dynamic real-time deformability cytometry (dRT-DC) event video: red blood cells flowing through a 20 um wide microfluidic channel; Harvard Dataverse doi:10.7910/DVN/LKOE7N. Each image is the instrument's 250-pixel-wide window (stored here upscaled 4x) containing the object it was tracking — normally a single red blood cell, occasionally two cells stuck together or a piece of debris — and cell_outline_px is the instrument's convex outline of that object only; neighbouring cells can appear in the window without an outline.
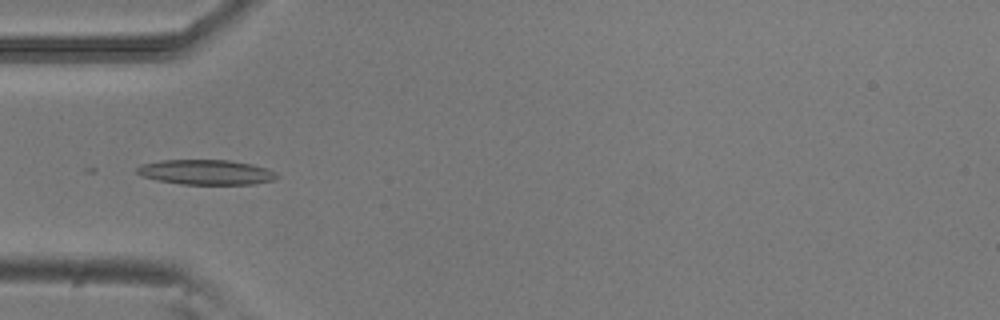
{"species": "common noctule bat (a hibernating species)", "species_latin": "Nyctalus noctula", "temperature_condition": "room temperature", "stored_images_in_passage": 8, "camera_frame_rate_fps": 3000, "um_per_image_px": 0.085, "animal": {"sex": "male", "body_mass_g": 20.5, "forearm_length_mm": 52.5}, "frame": {"image": 1, "passage_image": 4, "time_ms": 1.0, "image_size_px": [1000, 320], "cell_outline_px": [[280, 176], [272, 180], [256, 184], [180, 184], [156, 180], [140, 176], [136, 172], [136, 168], [144, 164], [160, 160], [228, 160], [252, 164], [268, 168], [276, 172]], "centroid_in_image_um": [17.53, 14.64], "position_along_channel_um": 67.5, "area_um2": 20.46}}
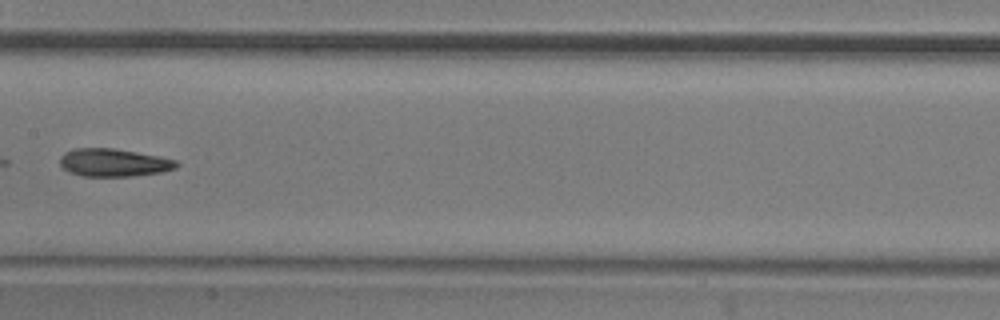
{"frame": {"image": 2, "passage_image": 7, "time_ms": 2.0, "image_size_px": [1000, 320], "cell_outline_px": [[180, 164], [176, 168], [160, 172], [132, 176], [84, 176], [68, 172], [60, 164], [60, 156], [64, 152], [72, 148], [112, 148], [160, 156], [176, 160]], "centroid_in_image_um": [9.65, 13.81], "position_along_channel_um": 197.8, "area_um2": 18.96}}